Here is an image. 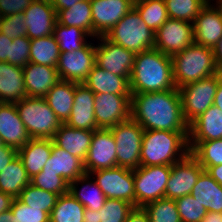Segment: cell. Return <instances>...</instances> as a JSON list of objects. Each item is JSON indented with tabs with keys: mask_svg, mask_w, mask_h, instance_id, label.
Returning a JSON list of instances; mask_svg holds the SVG:
<instances>
[{
	"mask_svg": "<svg viewBox=\"0 0 222 222\" xmlns=\"http://www.w3.org/2000/svg\"><path fill=\"white\" fill-rule=\"evenodd\" d=\"M109 129L116 142L117 166L132 170L140 167V152L145 130L131 117Z\"/></svg>",
	"mask_w": 222,
	"mask_h": 222,
	"instance_id": "8",
	"label": "cell"
},
{
	"mask_svg": "<svg viewBox=\"0 0 222 222\" xmlns=\"http://www.w3.org/2000/svg\"><path fill=\"white\" fill-rule=\"evenodd\" d=\"M117 167L116 142L110 129L94 131L87 158L84 161L85 173Z\"/></svg>",
	"mask_w": 222,
	"mask_h": 222,
	"instance_id": "15",
	"label": "cell"
},
{
	"mask_svg": "<svg viewBox=\"0 0 222 222\" xmlns=\"http://www.w3.org/2000/svg\"><path fill=\"white\" fill-rule=\"evenodd\" d=\"M101 41L96 46V64L115 75L131 76L135 53L113 43L105 36L97 37Z\"/></svg>",
	"mask_w": 222,
	"mask_h": 222,
	"instance_id": "16",
	"label": "cell"
},
{
	"mask_svg": "<svg viewBox=\"0 0 222 222\" xmlns=\"http://www.w3.org/2000/svg\"><path fill=\"white\" fill-rule=\"evenodd\" d=\"M57 198V194L37 188L30 183L17 197V199L25 205L43 210L49 215L56 204Z\"/></svg>",
	"mask_w": 222,
	"mask_h": 222,
	"instance_id": "39",
	"label": "cell"
},
{
	"mask_svg": "<svg viewBox=\"0 0 222 222\" xmlns=\"http://www.w3.org/2000/svg\"><path fill=\"white\" fill-rule=\"evenodd\" d=\"M150 222H181L175 200L161 198L143 207Z\"/></svg>",
	"mask_w": 222,
	"mask_h": 222,
	"instance_id": "41",
	"label": "cell"
},
{
	"mask_svg": "<svg viewBox=\"0 0 222 222\" xmlns=\"http://www.w3.org/2000/svg\"><path fill=\"white\" fill-rule=\"evenodd\" d=\"M219 78L220 72L179 88L183 116L189 125L213 105Z\"/></svg>",
	"mask_w": 222,
	"mask_h": 222,
	"instance_id": "9",
	"label": "cell"
},
{
	"mask_svg": "<svg viewBox=\"0 0 222 222\" xmlns=\"http://www.w3.org/2000/svg\"><path fill=\"white\" fill-rule=\"evenodd\" d=\"M23 14L29 39L53 35L57 12L51 3L33 1Z\"/></svg>",
	"mask_w": 222,
	"mask_h": 222,
	"instance_id": "20",
	"label": "cell"
},
{
	"mask_svg": "<svg viewBox=\"0 0 222 222\" xmlns=\"http://www.w3.org/2000/svg\"><path fill=\"white\" fill-rule=\"evenodd\" d=\"M83 222H100L98 221V211L85 208Z\"/></svg>",
	"mask_w": 222,
	"mask_h": 222,
	"instance_id": "57",
	"label": "cell"
},
{
	"mask_svg": "<svg viewBox=\"0 0 222 222\" xmlns=\"http://www.w3.org/2000/svg\"><path fill=\"white\" fill-rule=\"evenodd\" d=\"M33 1L48 2L52 4V0H33Z\"/></svg>",
	"mask_w": 222,
	"mask_h": 222,
	"instance_id": "61",
	"label": "cell"
},
{
	"mask_svg": "<svg viewBox=\"0 0 222 222\" xmlns=\"http://www.w3.org/2000/svg\"><path fill=\"white\" fill-rule=\"evenodd\" d=\"M199 222H222V213L207 212V215L204 217V219Z\"/></svg>",
	"mask_w": 222,
	"mask_h": 222,
	"instance_id": "58",
	"label": "cell"
},
{
	"mask_svg": "<svg viewBox=\"0 0 222 222\" xmlns=\"http://www.w3.org/2000/svg\"><path fill=\"white\" fill-rule=\"evenodd\" d=\"M30 184L45 191L57 194L58 196L68 192L69 183L61 176L51 172H40L30 178Z\"/></svg>",
	"mask_w": 222,
	"mask_h": 222,
	"instance_id": "44",
	"label": "cell"
},
{
	"mask_svg": "<svg viewBox=\"0 0 222 222\" xmlns=\"http://www.w3.org/2000/svg\"><path fill=\"white\" fill-rule=\"evenodd\" d=\"M222 139V111L211 105L189 125L188 142Z\"/></svg>",
	"mask_w": 222,
	"mask_h": 222,
	"instance_id": "26",
	"label": "cell"
},
{
	"mask_svg": "<svg viewBox=\"0 0 222 222\" xmlns=\"http://www.w3.org/2000/svg\"><path fill=\"white\" fill-rule=\"evenodd\" d=\"M29 183L30 177L18 155L0 172V191L14 198H17Z\"/></svg>",
	"mask_w": 222,
	"mask_h": 222,
	"instance_id": "32",
	"label": "cell"
},
{
	"mask_svg": "<svg viewBox=\"0 0 222 222\" xmlns=\"http://www.w3.org/2000/svg\"><path fill=\"white\" fill-rule=\"evenodd\" d=\"M168 17L193 23L208 0H164Z\"/></svg>",
	"mask_w": 222,
	"mask_h": 222,
	"instance_id": "40",
	"label": "cell"
},
{
	"mask_svg": "<svg viewBox=\"0 0 222 222\" xmlns=\"http://www.w3.org/2000/svg\"><path fill=\"white\" fill-rule=\"evenodd\" d=\"M125 222H150V220L143 208H134Z\"/></svg>",
	"mask_w": 222,
	"mask_h": 222,
	"instance_id": "51",
	"label": "cell"
},
{
	"mask_svg": "<svg viewBox=\"0 0 222 222\" xmlns=\"http://www.w3.org/2000/svg\"><path fill=\"white\" fill-rule=\"evenodd\" d=\"M0 138L4 145L16 150L31 139L15 103H0Z\"/></svg>",
	"mask_w": 222,
	"mask_h": 222,
	"instance_id": "21",
	"label": "cell"
},
{
	"mask_svg": "<svg viewBox=\"0 0 222 222\" xmlns=\"http://www.w3.org/2000/svg\"><path fill=\"white\" fill-rule=\"evenodd\" d=\"M93 33L105 36L132 8L131 0H90Z\"/></svg>",
	"mask_w": 222,
	"mask_h": 222,
	"instance_id": "17",
	"label": "cell"
},
{
	"mask_svg": "<svg viewBox=\"0 0 222 222\" xmlns=\"http://www.w3.org/2000/svg\"><path fill=\"white\" fill-rule=\"evenodd\" d=\"M206 171L219 185L222 186V164L208 167Z\"/></svg>",
	"mask_w": 222,
	"mask_h": 222,
	"instance_id": "55",
	"label": "cell"
},
{
	"mask_svg": "<svg viewBox=\"0 0 222 222\" xmlns=\"http://www.w3.org/2000/svg\"><path fill=\"white\" fill-rule=\"evenodd\" d=\"M3 145L2 141H1V138H0V147Z\"/></svg>",
	"mask_w": 222,
	"mask_h": 222,
	"instance_id": "63",
	"label": "cell"
},
{
	"mask_svg": "<svg viewBox=\"0 0 222 222\" xmlns=\"http://www.w3.org/2000/svg\"><path fill=\"white\" fill-rule=\"evenodd\" d=\"M33 0H0V17L23 13Z\"/></svg>",
	"mask_w": 222,
	"mask_h": 222,
	"instance_id": "48",
	"label": "cell"
},
{
	"mask_svg": "<svg viewBox=\"0 0 222 222\" xmlns=\"http://www.w3.org/2000/svg\"><path fill=\"white\" fill-rule=\"evenodd\" d=\"M204 170L191 153L175 162L171 166L170 177L165 189V198L176 200L190 195L192 188Z\"/></svg>",
	"mask_w": 222,
	"mask_h": 222,
	"instance_id": "12",
	"label": "cell"
},
{
	"mask_svg": "<svg viewBox=\"0 0 222 222\" xmlns=\"http://www.w3.org/2000/svg\"><path fill=\"white\" fill-rule=\"evenodd\" d=\"M194 43L214 48L222 38V17L210 2L201 10L193 21Z\"/></svg>",
	"mask_w": 222,
	"mask_h": 222,
	"instance_id": "19",
	"label": "cell"
},
{
	"mask_svg": "<svg viewBox=\"0 0 222 222\" xmlns=\"http://www.w3.org/2000/svg\"><path fill=\"white\" fill-rule=\"evenodd\" d=\"M28 97L24 86L23 68L0 62V103H15Z\"/></svg>",
	"mask_w": 222,
	"mask_h": 222,
	"instance_id": "27",
	"label": "cell"
},
{
	"mask_svg": "<svg viewBox=\"0 0 222 222\" xmlns=\"http://www.w3.org/2000/svg\"><path fill=\"white\" fill-rule=\"evenodd\" d=\"M214 61L218 72H222V38L218 41L213 48Z\"/></svg>",
	"mask_w": 222,
	"mask_h": 222,
	"instance_id": "53",
	"label": "cell"
},
{
	"mask_svg": "<svg viewBox=\"0 0 222 222\" xmlns=\"http://www.w3.org/2000/svg\"><path fill=\"white\" fill-rule=\"evenodd\" d=\"M190 195L204 206L207 212L222 213V186L206 170L201 173Z\"/></svg>",
	"mask_w": 222,
	"mask_h": 222,
	"instance_id": "29",
	"label": "cell"
},
{
	"mask_svg": "<svg viewBox=\"0 0 222 222\" xmlns=\"http://www.w3.org/2000/svg\"><path fill=\"white\" fill-rule=\"evenodd\" d=\"M0 222H14L11 209L0 214Z\"/></svg>",
	"mask_w": 222,
	"mask_h": 222,
	"instance_id": "59",
	"label": "cell"
},
{
	"mask_svg": "<svg viewBox=\"0 0 222 222\" xmlns=\"http://www.w3.org/2000/svg\"><path fill=\"white\" fill-rule=\"evenodd\" d=\"M105 37L135 54L154 48L155 32L142 20L135 8H132Z\"/></svg>",
	"mask_w": 222,
	"mask_h": 222,
	"instance_id": "6",
	"label": "cell"
},
{
	"mask_svg": "<svg viewBox=\"0 0 222 222\" xmlns=\"http://www.w3.org/2000/svg\"><path fill=\"white\" fill-rule=\"evenodd\" d=\"M31 39L27 36L13 39L9 50V64L25 67L29 63Z\"/></svg>",
	"mask_w": 222,
	"mask_h": 222,
	"instance_id": "47",
	"label": "cell"
},
{
	"mask_svg": "<svg viewBox=\"0 0 222 222\" xmlns=\"http://www.w3.org/2000/svg\"><path fill=\"white\" fill-rule=\"evenodd\" d=\"M131 95L95 94L94 116L97 127L109 129L131 117Z\"/></svg>",
	"mask_w": 222,
	"mask_h": 222,
	"instance_id": "14",
	"label": "cell"
},
{
	"mask_svg": "<svg viewBox=\"0 0 222 222\" xmlns=\"http://www.w3.org/2000/svg\"><path fill=\"white\" fill-rule=\"evenodd\" d=\"M75 82L59 80L46 94L45 100L61 123L69 119L74 103Z\"/></svg>",
	"mask_w": 222,
	"mask_h": 222,
	"instance_id": "30",
	"label": "cell"
},
{
	"mask_svg": "<svg viewBox=\"0 0 222 222\" xmlns=\"http://www.w3.org/2000/svg\"><path fill=\"white\" fill-rule=\"evenodd\" d=\"M14 197L0 191V214L11 209Z\"/></svg>",
	"mask_w": 222,
	"mask_h": 222,
	"instance_id": "52",
	"label": "cell"
},
{
	"mask_svg": "<svg viewBox=\"0 0 222 222\" xmlns=\"http://www.w3.org/2000/svg\"><path fill=\"white\" fill-rule=\"evenodd\" d=\"M169 18L156 32L154 48L174 56L194 43L193 23Z\"/></svg>",
	"mask_w": 222,
	"mask_h": 222,
	"instance_id": "11",
	"label": "cell"
},
{
	"mask_svg": "<svg viewBox=\"0 0 222 222\" xmlns=\"http://www.w3.org/2000/svg\"><path fill=\"white\" fill-rule=\"evenodd\" d=\"M51 152L52 140L40 138H31L18 150V156L30 178L42 171Z\"/></svg>",
	"mask_w": 222,
	"mask_h": 222,
	"instance_id": "28",
	"label": "cell"
},
{
	"mask_svg": "<svg viewBox=\"0 0 222 222\" xmlns=\"http://www.w3.org/2000/svg\"><path fill=\"white\" fill-rule=\"evenodd\" d=\"M85 207L68 191L58 196L49 222H83Z\"/></svg>",
	"mask_w": 222,
	"mask_h": 222,
	"instance_id": "35",
	"label": "cell"
},
{
	"mask_svg": "<svg viewBox=\"0 0 222 222\" xmlns=\"http://www.w3.org/2000/svg\"><path fill=\"white\" fill-rule=\"evenodd\" d=\"M107 198L124 200L135 207L133 170L125 167L101 169L89 173Z\"/></svg>",
	"mask_w": 222,
	"mask_h": 222,
	"instance_id": "10",
	"label": "cell"
},
{
	"mask_svg": "<svg viewBox=\"0 0 222 222\" xmlns=\"http://www.w3.org/2000/svg\"><path fill=\"white\" fill-rule=\"evenodd\" d=\"M96 63V49L87 43L82 49L61 52L57 63V71L61 80L83 83Z\"/></svg>",
	"mask_w": 222,
	"mask_h": 222,
	"instance_id": "13",
	"label": "cell"
},
{
	"mask_svg": "<svg viewBox=\"0 0 222 222\" xmlns=\"http://www.w3.org/2000/svg\"><path fill=\"white\" fill-rule=\"evenodd\" d=\"M90 174L85 173L80 176L73 182L69 183L68 191L70 194L77 199L85 208L90 210H100L107 197L104 195L103 191L96 184L95 181H88L90 178ZM87 182V183H86ZM80 183L86 184L85 186H81V190L77 188ZM77 184V185H76ZM91 188V189H90ZM79 190V191H78ZM91 190V191H89ZM93 190V191H92Z\"/></svg>",
	"mask_w": 222,
	"mask_h": 222,
	"instance_id": "31",
	"label": "cell"
},
{
	"mask_svg": "<svg viewBox=\"0 0 222 222\" xmlns=\"http://www.w3.org/2000/svg\"><path fill=\"white\" fill-rule=\"evenodd\" d=\"M176 88L218 73L213 49L193 43L171 57Z\"/></svg>",
	"mask_w": 222,
	"mask_h": 222,
	"instance_id": "4",
	"label": "cell"
},
{
	"mask_svg": "<svg viewBox=\"0 0 222 222\" xmlns=\"http://www.w3.org/2000/svg\"><path fill=\"white\" fill-rule=\"evenodd\" d=\"M216 2H217L216 7L219 10L222 17V0H216Z\"/></svg>",
	"mask_w": 222,
	"mask_h": 222,
	"instance_id": "60",
	"label": "cell"
},
{
	"mask_svg": "<svg viewBox=\"0 0 222 222\" xmlns=\"http://www.w3.org/2000/svg\"><path fill=\"white\" fill-rule=\"evenodd\" d=\"M130 76H118L94 64L83 84L95 94L131 95Z\"/></svg>",
	"mask_w": 222,
	"mask_h": 222,
	"instance_id": "24",
	"label": "cell"
},
{
	"mask_svg": "<svg viewBox=\"0 0 222 222\" xmlns=\"http://www.w3.org/2000/svg\"><path fill=\"white\" fill-rule=\"evenodd\" d=\"M41 172L56 173L71 183L85 174L84 163L68 151L57 147L52 140V152Z\"/></svg>",
	"mask_w": 222,
	"mask_h": 222,
	"instance_id": "23",
	"label": "cell"
},
{
	"mask_svg": "<svg viewBox=\"0 0 222 222\" xmlns=\"http://www.w3.org/2000/svg\"><path fill=\"white\" fill-rule=\"evenodd\" d=\"M17 155L18 150L3 144L0 147V172L4 170V168L12 162Z\"/></svg>",
	"mask_w": 222,
	"mask_h": 222,
	"instance_id": "49",
	"label": "cell"
},
{
	"mask_svg": "<svg viewBox=\"0 0 222 222\" xmlns=\"http://www.w3.org/2000/svg\"><path fill=\"white\" fill-rule=\"evenodd\" d=\"M129 85L131 95L176 88L171 57L155 48L136 53Z\"/></svg>",
	"mask_w": 222,
	"mask_h": 222,
	"instance_id": "2",
	"label": "cell"
},
{
	"mask_svg": "<svg viewBox=\"0 0 222 222\" xmlns=\"http://www.w3.org/2000/svg\"><path fill=\"white\" fill-rule=\"evenodd\" d=\"M134 208L124 200L107 198L103 207L98 210V221L125 222Z\"/></svg>",
	"mask_w": 222,
	"mask_h": 222,
	"instance_id": "42",
	"label": "cell"
},
{
	"mask_svg": "<svg viewBox=\"0 0 222 222\" xmlns=\"http://www.w3.org/2000/svg\"><path fill=\"white\" fill-rule=\"evenodd\" d=\"M189 132L145 130L140 152L141 166L170 165L190 153Z\"/></svg>",
	"mask_w": 222,
	"mask_h": 222,
	"instance_id": "3",
	"label": "cell"
},
{
	"mask_svg": "<svg viewBox=\"0 0 222 222\" xmlns=\"http://www.w3.org/2000/svg\"><path fill=\"white\" fill-rule=\"evenodd\" d=\"M57 22L64 26H76L86 31L90 37L93 33L92 11L90 0L77 2L71 8L62 9L57 13Z\"/></svg>",
	"mask_w": 222,
	"mask_h": 222,
	"instance_id": "33",
	"label": "cell"
},
{
	"mask_svg": "<svg viewBox=\"0 0 222 222\" xmlns=\"http://www.w3.org/2000/svg\"><path fill=\"white\" fill-rule=\"evenodd\" d=\"M24 86L28 97L45 98L60 80L56 67L29 62L23 67Z\"/></svg>",
	"mask_w": 222,
	"mask_h": 222,
	"instance_id": "22",
	"label": "cell"
},
{
	"mask_svg": "<svg viewBox=\"0 0 222 222\" xmlns=\"http://www.w3.org/2000/svg\"><path fill=\"white\" fill-rule=\"evenodd\" d=\"M13 40L0 33V62L9 63V50Z\"/></svg>",
	"mask_w": 222,
	"mask_h": 222,
	"instance_id": "50",
	"label": "cell"
},
{
	"mask_svg": "<svg viewBox=\"0 0 222 222\" xmlns=\"http://www.w3.org/2000/svg\"><path fill=\"white\" fill-rule=\"evenodd\" d=\"M133 3H137V2H139V1H141V0H131Z\"/></svg>",
	"mask_w": 222,
	"mask_h": 222,
	"instance_id": "62",
	"label": "cell"
},
{
	"mask_svg": "<svg viewBox=\"0 0 222 222\" xmlns=\"http://www.w3.org/2000/svg\"><path fill=\"white\" fill-rule=\"evenodd\" d=\"M60 53L54 35L35 38L30 43L29 62L57 67Z\"/></svg>",
	"mask_w": 222,
	"mask_h": 222,
	"instance_id": "34",
	"label": "cell"
},
{
	"mask_svg": "<svg viewBox=\"0 0 222 222\" xmlns=\"http://www.w3.org/2000/svg\"><path fill=\"white\" fill-rule=\"evenodd\" d=\"M131 118L144 130L189 132L179 88L131 95Z\"/></svg>",
	"mask_w": 222,
	"mask_h": 222,
	"instance_id": "1",
	"label": "cell"
},
{
	"mask_svg": "<svg viewBox=\"0 0 222 222\" xmlns=\"http://www.w3.org/2000/svg\"><path fill=\"white\" fill-rule=\"evenodd\" d=\"M79 1H82V0H52V5L55 11L58 13L62 9L71 8L73 5H75Z\"/></svg>",
	"mask_w": 222,
	"mask_h": 222,
	"instance_id": "54",
	"label": "cell"
},
{
	"mask_svg": "<svg viewBox=\"0 0 222 222\" xmlns=\"http://www.w3.org/2000/svg\"><path fill=\"white\" fill-rule=\"evenodd\" d=\"M170 165L140 166L133 169L135 208L165 198V189L170 177Z\"/></svg>",
	"mask_w": 222,
	"mask_h": 222,
	"instance_id": "7",
	"label": "cell"
},
{
	"mask_svg": "<svg viewBox=\"0 0 222 222\" xmlns=\"http://www.w3.org/2000/svg\"><path fill=\"white\" fill-rule=\"evenodd\" d=\"M94 102L95 93L83 83H75L74 103L70 117L65 124L86 131L97 130Z\"/></svg>",
	"mask_w": 222,
	"mask_h": 222,
	"instance_id": "18",
	"label": "cell"
},
{
	"mask_svg": "<svg viewBox=\"0 0 222 222\" xmlns=\"http://www.w3.org/2000/svg\"><path fill=\"white\" fill-rule=\"evenodd\" d=\"M0 33L12 40L17 37L27 36L24 14L16 13L10 16L0 17Z\"/></svg>",
	"mask_w": 222,
	"mask_h": 222,
	"instance_id": "46",
	"label": "cell"
},
{
	"mask_svg": "<svg viewBox=\"0 0 222 222\" xmlns=\"http://www.w3.org/2000/svg\"><path fill=\"white\" fill-rule=\"evenodd\" d=\"M93 133L94 131L76 129L62 123L52 140L57 147L68 151L84 163L91 145Z\"/></svg>",
	"mask_w": 222,
	"mask_h": 222,
	"instance_id": "25",
	"label": "cell"
},
{
	"mask_svg": "<svg viewBox=\"0 0 222 222\" xmlns=\"http://www.w3.org/2000/svg\"><path fill=\"white\" fill-rule=\"evenodd\" d=\"M213 105L217 106L222 111V72H220V78L216 90V95L214 97Z\"/></svg>",
	"mask_w": 222,
	"mask_h": 222,
	"instance_id": "56",
	"label": "cell"
},
{
	"mask_svg": "<svg viewBox=\"0 0 222 222\" xmlns=\"http://www.w3.org/2000/svg\"><path fill=\"white\" fill-rule=\"evenodd\" d=\"M134 8L154 32L169 19L164 0H141L134 3Z\"/></svg>",
	"mask_w": 222,
	"mask_h": 222,
	"instance_id": "36",
	"label": "cell"
},
{
	"mask_svg": "<svg viewBox=\"0 0 222 222\" xmlns=\"http://www.w3.org/2000/svg\"><path fill=\"white\" fill-rule=\"evenodd\" d=\"M11 211L14 216V222H49L50 219V215L47 212L31 208L17 198L13 201Z\"/></svg>",
	"mask_w": 222,
	"mask_h": 222,
	"instance_id": "45",
	"label": "cell"
},
{
	"mask_svg": "<svg viewBox=\"0 0 222 222\" xmlns=\"http://www.w3.org/2000/svg\"><path fill=\"white\" fill-rule=\"evenodd\" d=\"M15 106L31 138L52 140L62 125L45 98L24 97Z\"/></svg>",
	"mask_w": 222,
	"mask_h": 222,
	"instance_id": "5",
	"label": "cell"
},
{
	"mask_svg": "<svg viewBox=\"0 0 222 222\" xmlns=\"http://www.w3.org/2000/svg\"><path fill=\"white\" fill-rule=\"evenodd\" d=\"M181 222H199L207 215V210L191 195L175 200Z\"/></svg>",
	"mask_w": 222,
	"mask_h": 222,
	"instance_id": "43",
	"label": "cell"
},
{
	"mask_svg": "<svg viewBox=\"0 0 222 222\" xmlns=\"http://www.w3.org/2000/svg\"><path fill=\"white\" fill-rule=\"evenodd\" d=\"M190 153L206 170L208 167L222 164V139L203 142H188Z\"/></svg>",
	"mask_w": 222,
	"mask_h": 222,
	"instance_id": "37",
	"label": "cell"
},
{
	"mask_svg": "<svg viewBox=\"0 0 222 222\" xmlns=\"http://www.w3.org/2000/svg\"><path fill=\"white\" fill-rule=\"evenodd\" d=\"M53 35L58 43L60 52H71L82 49L86 44V31L76 26H64L56 22Z\"/></svg>",
	"mask_w": 222,
	"mask_h": 222,
	"instance_id": "38",
	"label": "cell"
}]
</instances>
